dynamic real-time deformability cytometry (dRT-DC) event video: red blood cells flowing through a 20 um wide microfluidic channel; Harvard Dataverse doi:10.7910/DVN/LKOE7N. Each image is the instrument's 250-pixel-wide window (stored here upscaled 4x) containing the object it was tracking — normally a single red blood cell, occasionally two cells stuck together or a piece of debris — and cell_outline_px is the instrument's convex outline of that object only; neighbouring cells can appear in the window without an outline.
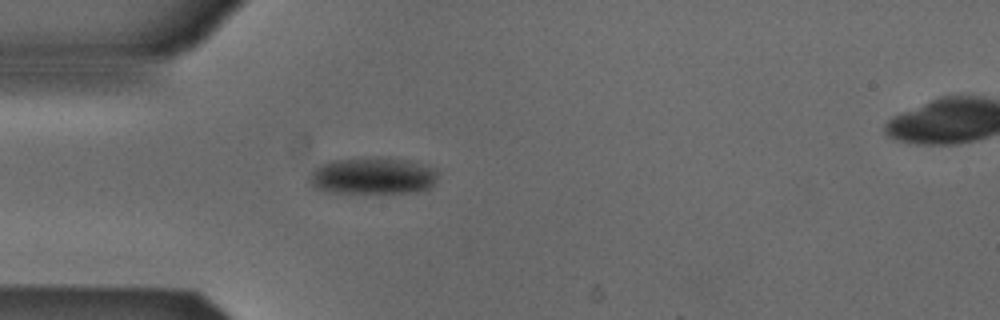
{"species": "Egyptian fruit bat (a non-hibernating species)", "species_latin": "Rousettus aegyptiacus", "temperature_condition": "cold", "stored_images_in_passage": 30, "camera_frame_rate_fps": 3000, "um_per_image_px": 0.085, "animal": {"sex": "male"}, "frame": {"image": 1, "passage_image": 7, "time_ms": 2.0, "image_size_px": [1000, 320], "cell_outline_px": [[440, 172], [432, 188], [416, 192], [328, 192], [316, 188], [308, 180], [308, 176], [320, 164], [332, 160], [388, 156], [408, 160], [432, 168]], "centroid_in_image_um": [31.72, 14.93], "position_along_channel_um": 53.3, "area_um2": 27.74}}
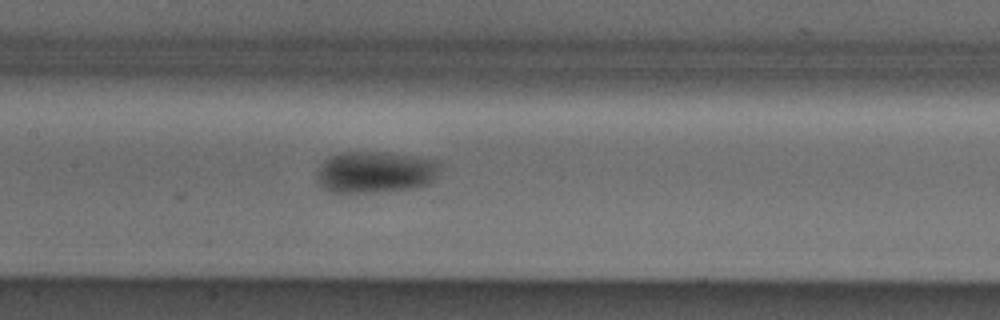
{"frame": {"image": 2, "passage_image": 17, "time_ms": 5.333, "image_size_px": [1000, 320], "cell_outline_px": [[440, 172], [428, 184], [412, 188], [376, 192], [328, 192], [316, 184], [316, 172], [320, 164], [328, 156], [344, 152], [396, 152], [440, 160]], "centroid_in_image_um": [31.89, 14.61], "position_along_channel_um": 175.5, "area_um2": 30.63}}
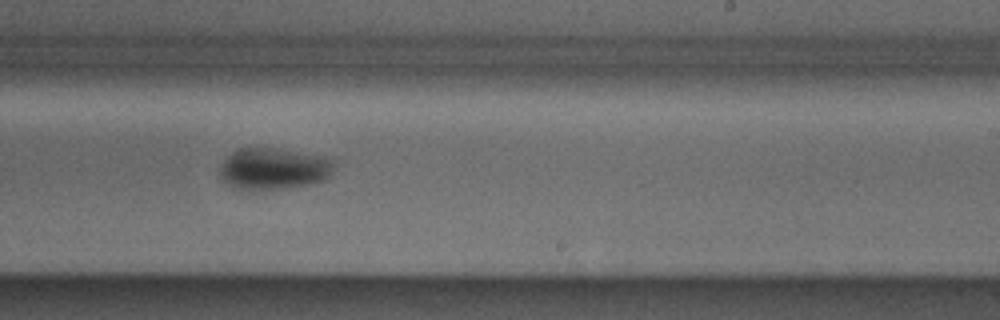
{"frame": {"image": 3, "passage_image": 24, "time_ms": 7.667, "image_size_px": [1000, 320], "cell_outline_px": [[336, 164], [332, 172], [324, 180], [292, 188], [232, 188], [220, 176], [220, 164], [236, 148], [256, 144], [324, 156], [336, 160]], "centroid_in_image_um": [23.26, 14.27], "position_along_channel_um": 265.7, "area_um2": 28.32}}